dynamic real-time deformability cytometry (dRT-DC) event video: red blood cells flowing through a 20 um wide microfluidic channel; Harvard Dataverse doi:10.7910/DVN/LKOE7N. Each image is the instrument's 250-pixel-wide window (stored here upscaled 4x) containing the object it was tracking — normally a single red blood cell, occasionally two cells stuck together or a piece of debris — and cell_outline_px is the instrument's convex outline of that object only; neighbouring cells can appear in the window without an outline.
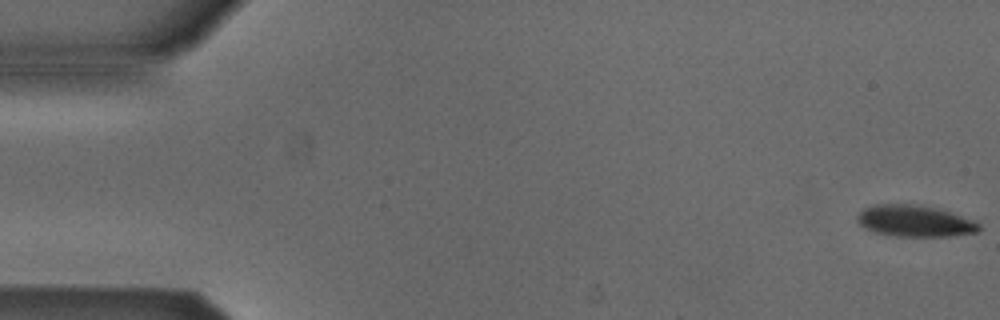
{"species": "Egyptian fruit bat (a non-hibernating species)", "species_latin": "Rousettus aegyptiacus", "temperature_condition": "cold", "stored_images_in_passage": 53, "camera_frame_rate_fps": 3000, "um_per_image_px": 0.085, "animal": {"sex": "male"}, "frame": {"image": 1, "passage_image": 1, "time_ms": 0.0, "image_size_px": [1000, 320], "cell_outline_px": [[980, 232], [948, 236], [896, 236], [876, 232], [860, 224], [856, 220], [856, 216], [864, 208], [876, 204], [908, 204], [940, 208], [976, 220], [980, 224]], "centroid_in_image_um": [77.82, 18.78], "position_along_channel_um": 7.2, "area_um2": 22.37}}
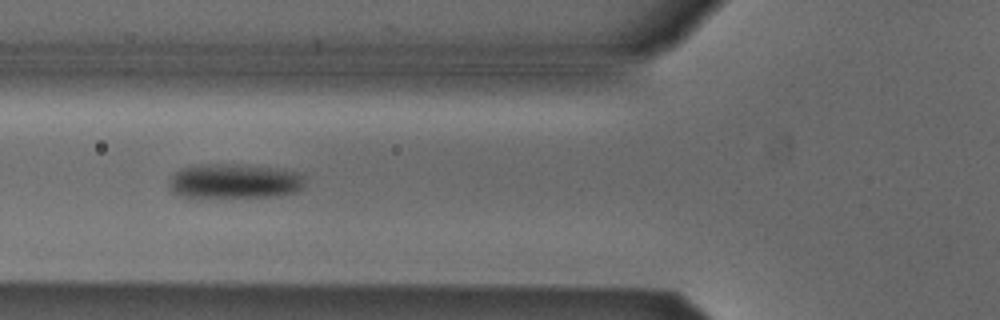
{"frame": {"image": 2, "passage_image": 20, "time_ms": 6.333, "image_size_px": [1000, 320], "cell_outline_px": [[304, 184], [296, 192], [272, 196], [176, 196], [172, 192], [168, 184], [168, 180], [180, 168], [192, 164], [236, 164], [276, 168], [296, 172], [304, 180]], "centroid_in_image_um": [19.84, 15.37], "position_along_channel_um": 106.0, "area_um2": 27.17}}
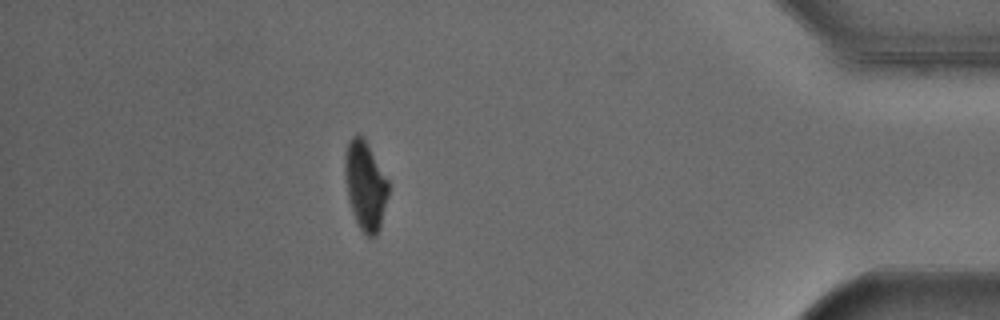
{"frame": {"image": 3, "passage_image": 47, "time_ms": 15.333, "image_size_px": [1000, 320], "cell_outline_px": [[388, 196], [380, 228], [376, 236], [368, 236], [360, 228], [352, 212], [348, 196], [344, 172], [344, 156], [348, 144], [352, 136], [356, 132], [364, 136], [388, 180]], "centroid_in_image_um": [31.05, 15.72], "position_along_channel_um": 404.2, "area_um2": 22.54}, "authors_computed_cell_mechanics": {"area_um2": 24.854, "velocity_mm_per_s": 3.8517, "shape_relaxation_time_tau1_ms": 2.6714, "shape_relaxation_time_tau2_ms": null, "deformation_change_tau1": 0.1061, "deformation_change_tau2": null}}